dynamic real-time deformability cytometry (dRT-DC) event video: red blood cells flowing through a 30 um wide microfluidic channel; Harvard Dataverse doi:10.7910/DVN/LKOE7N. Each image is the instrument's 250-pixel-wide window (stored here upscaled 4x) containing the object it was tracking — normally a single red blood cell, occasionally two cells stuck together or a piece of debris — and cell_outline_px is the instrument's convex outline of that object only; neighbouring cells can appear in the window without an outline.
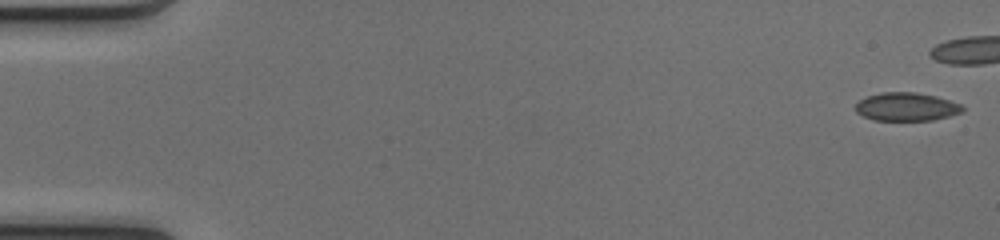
{"species": "common noctule bat (a hibernating species)", "species_latin": "Nyctalus noctula", "temperature_condition": "cold", "stored_images_in_passage": 22, "camera_frame_rate_fps": 3000, "um_per_image_px": 0.085, "animal": {"sex": "female", "body_mass_g": 17.0, "forearm_length_mm": 48.0}, "frame": {"image": 1, "passage_image": 1, "time_ms": 0.0, "image_size_px": [1000, 240], "cell_outline_px": [[964, 108], [960, 112], [948, 116], [932, 120], [872, 120], [856, 112], [856, 104], [860, 100], [868, 96], [880, 92], [916, 92], [936, 96], [960, 104]], "centroid_in_image_um": [77.02, 9.07], "position_along_channel_um": 8.0, "area_um2": 17.46}}